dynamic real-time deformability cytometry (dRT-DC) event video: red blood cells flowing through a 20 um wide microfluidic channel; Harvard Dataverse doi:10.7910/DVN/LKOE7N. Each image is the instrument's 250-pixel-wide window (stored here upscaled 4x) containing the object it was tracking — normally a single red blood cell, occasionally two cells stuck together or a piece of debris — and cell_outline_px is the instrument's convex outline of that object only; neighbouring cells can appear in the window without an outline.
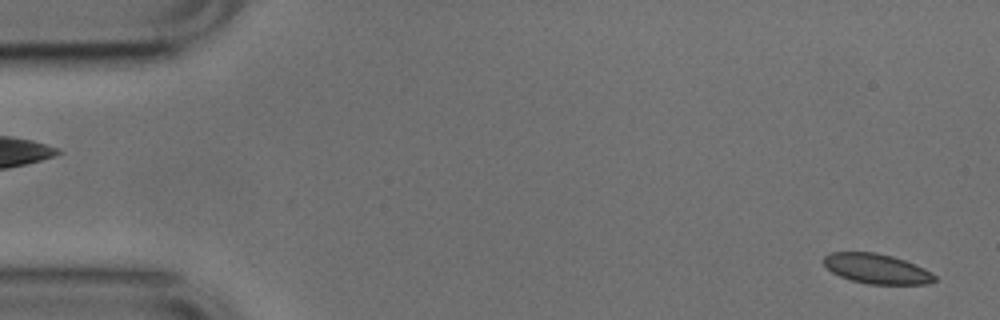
{"species": "common noctule bat (a hibernating species)", "species_latin": "Nyctalus noctula", "temperature_condition": "cold", "stored_images_in_passage": 3, "segment_of_instrument_passage": [2, 2], "camera_frame_rate_fps": 3000, "um_per_image_px": 0.085, "animal": {"sex": "male", "body_mass_g": 17.9, "forearm_length_mm": 54.2}, "frame": {"image": 1, "passage_image": 3, "time_ms": 0.667, "image_size_px": [1000, 320], "cell_outline_px": [[936, 280], [928, 284], [868, 284], [852, 280], [840, 276], [832, 272], [824, 264], [824, 256], [832, 252], [876, 252], [892, 256], [904, 260], [924, 268], [932, 272], [936, 276]], "centroid_in_image_um": [74.54, 22.84], "position_along_channel_um": 10.5, "area_um2": 19.25}}